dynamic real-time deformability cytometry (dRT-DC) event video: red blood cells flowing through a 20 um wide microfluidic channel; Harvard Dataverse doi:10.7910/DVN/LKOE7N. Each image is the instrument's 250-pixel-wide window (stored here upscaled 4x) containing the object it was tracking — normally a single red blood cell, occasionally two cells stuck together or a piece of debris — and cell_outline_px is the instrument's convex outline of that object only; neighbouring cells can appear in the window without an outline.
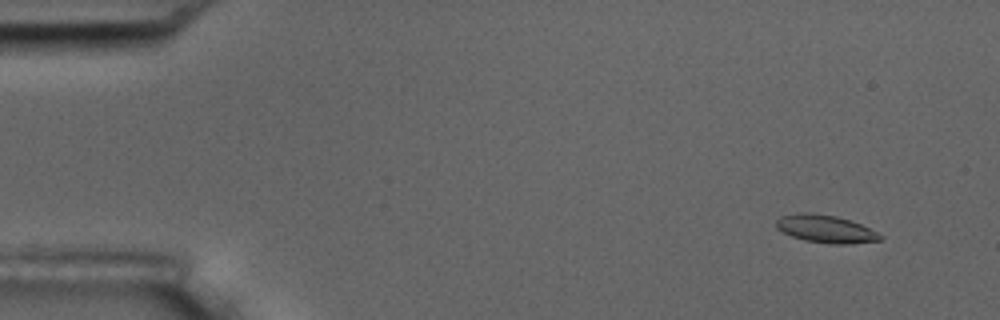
{"species": "common noctule bat (a hibernating species)", "species_latin": "Nyctalus noctula", "temperature_condition": "room temperature", "stored_images_in_passage": 10, "camera_frame_rate_fps": 3000, "um_per_image_px": 0.085, "animal": {"sex": "male", "body_mass_g": 17.5, "forearm_length_mm": 52.3}, "frame": {"image": 1, "passage_image": 2, "time_ms": 1.0, "image_size_px": [1000, 320], "cell_outline_px": [[884, 236], [880, 240], [844, 244], [832, 244], [804, 240], [792, 236], [776, 228], [776, 220], [780, 216], [796, 212], [812, 212], [836, 216], [852, 220]], "centroid_in_image_um": [70.14, 19.43], "position_along_channel_um": 14.9, "area_um2": 16.82}}
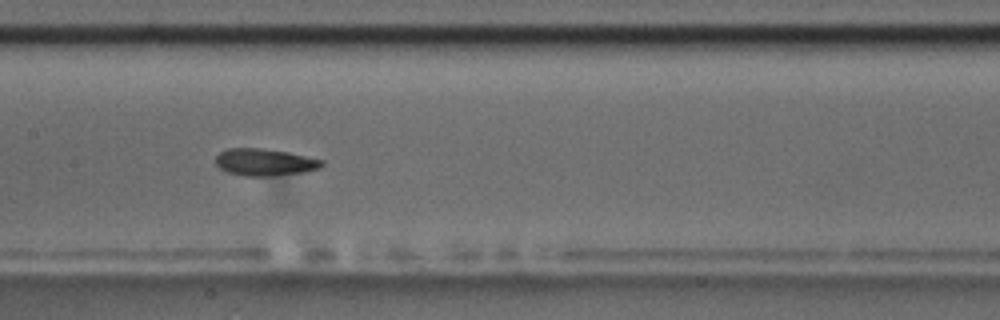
{"frame": {"image": 2, "passage_image": 9, "time_ms": 9.0, "image_size_px": [1000, 320], "cell_outline_px": [[324, 164], [320, 168], [304, 172], [268, 176], [244, 176], [228, 172], [220, 168], [216, 164], [216, 156], [220, 152], [228, 148], [264, 148], [288, 152], [324, 160]], "centroid_in_image_um": [22.51, 13.78], "position_along_channel_um": 184.9, "area_um2": 16.76}}
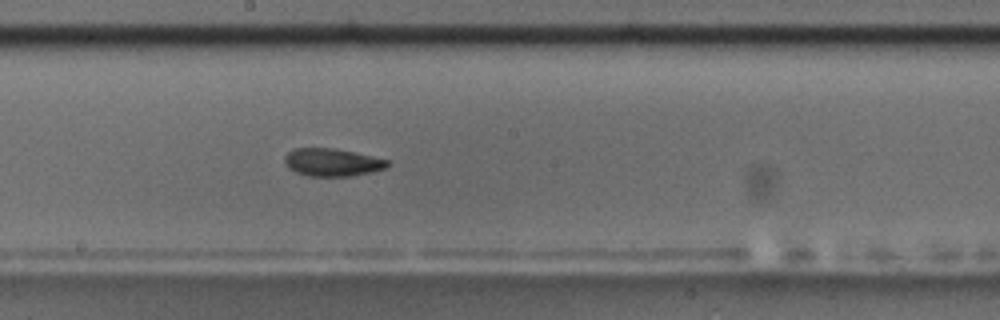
{"frame": {"image": 3, "passage_image": 10, "time_ms": 10.0, "image_size_px": [1000, 320], "cell_outline_px": [[392, 160], [384, 168], [352, 176], [308, 176], [296, 172], [288, 168], [284, 164], [284, 156], [292, 148], [332, 148]], "centroid_in_image_um": [28.18, 13.79], "position_along_channel_um": 220.0, "area_um2": 16.59}}